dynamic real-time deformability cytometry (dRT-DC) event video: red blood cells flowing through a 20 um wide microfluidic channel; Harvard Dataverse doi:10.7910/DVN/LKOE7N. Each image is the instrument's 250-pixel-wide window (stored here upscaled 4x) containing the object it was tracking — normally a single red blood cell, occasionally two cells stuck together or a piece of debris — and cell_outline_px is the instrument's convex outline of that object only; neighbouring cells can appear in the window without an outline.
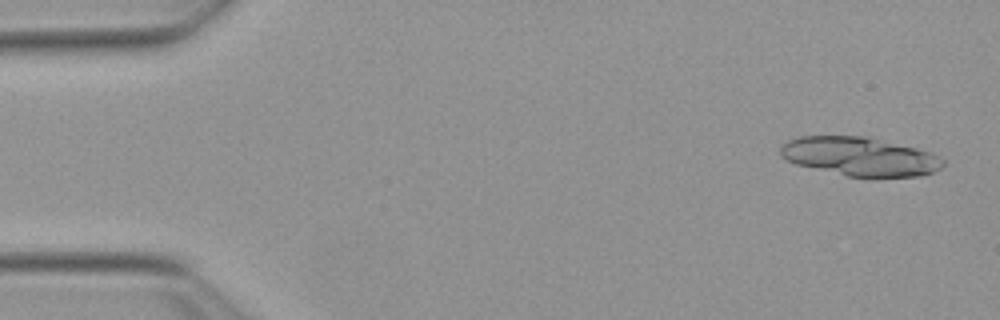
{"species": "Egyptian fruit bat (a non-hibernating species)", "species_latin": "Rousettus aegyptiacus", "temperature_condition": "warm", "stored_images_in_passage": 24, "segment_of_instrument_passage": [1, 2], "camera_frame_rate_fps": 3000, "um_per_image_px": 0.085, "animal": {"sex": "female"}, "frame": {"image": 1, "passage_image": 2, "time_ms": 0.333, "image_size_px": [1000, 320], "cell_outline_px": [[944, 164], [940, 168], [924, 176], [876, 180], [868, 180], [848, 176], [796, 164], [780, 156], [780, 148], [788, 140], [800, 136], [872, 136], [932, 152], [944, 160]], "centroid_in_image_um": [73.17, 13.34], "position_along_channel_um": 11.8, "area_um2": 37.92}}